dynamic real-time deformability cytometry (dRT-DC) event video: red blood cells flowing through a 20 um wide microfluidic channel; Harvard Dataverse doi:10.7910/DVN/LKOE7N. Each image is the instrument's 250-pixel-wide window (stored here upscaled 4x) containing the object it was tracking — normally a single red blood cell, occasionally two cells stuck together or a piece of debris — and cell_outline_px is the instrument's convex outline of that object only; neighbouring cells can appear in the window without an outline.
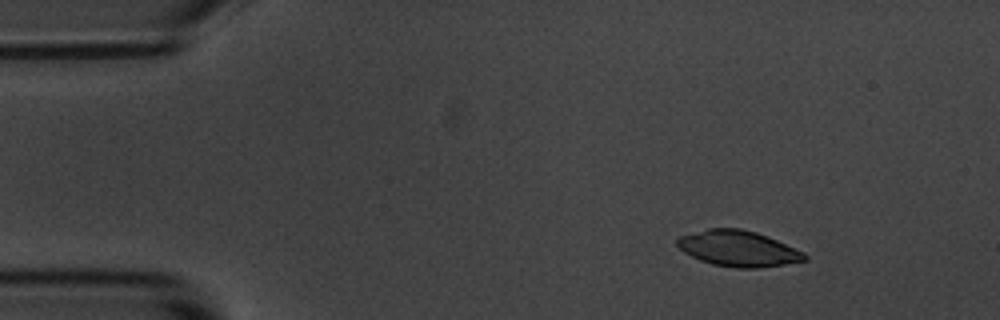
{"species": "common noctule bat (a hibernating species)", "species_latin": "Nyctalus noctula", "temperature_condition": "room temperature", "stored_images_in_passage": 48, "camera_frame_rate_fps": 3000, "um_per_image_px": 0.085, "animal": {"sex": "male", "body_mass_g": 20.1, "forearm_length_mm": 53.5}, "frame": {"image": 1, "passage_image": 1, "time_ms": 0.0, "image_size_px": [1000, 320], "cell_outline_px": [[808, 260], [760, 268], [736, 268], [712, 264], [700, 260], [684, 252], [676, 244], [676, 240], [680, 236], [708, 228], [740, 228], [756, 232], [768, 236], [804, 252], [808, 256]], "centroid_in_image_um": [62.76, 21.12], "position_along_channel_um": 22.2, "area_um2": 26.59}}
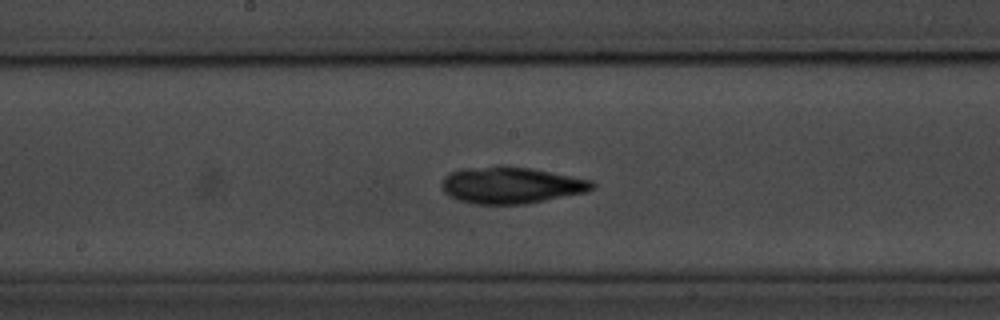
{"frame": {"image": 2, "passage_image": 22, "time_ms": 7.0, "image_size_px": [1000, 320], "cell_outline_px": [[596, 184], [592, 188], [584, 192], [524, 204], [472, 204], [456, 200], [448, 196], [440, 188], [440, 184], [444, 176], [448, 172], [464, 168], [532, 168], [592, 180]], "centroid_in_image_um": [43.37, 15.77], "position_along_channel_um": 204.8, "area_um2": 31.62}}
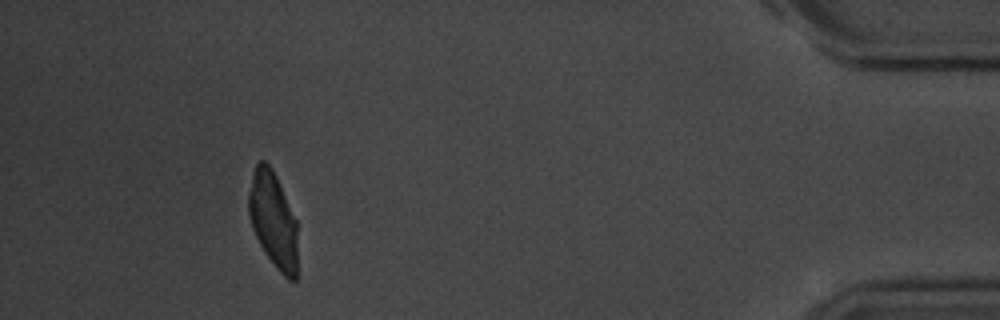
{"frame": {"image": 3, "passage_image": 44, "time_ms": 14.333, "image_size_px": [1000, 320], "cell_outline_px": [[296, 280], [288, 280], [276, 268], [264, 252], [252, 228], [248, 212], [248, 192], [252, 176], [256, 164], [260, 160], [264, 160], [272, 168], [276, 176], [296, 220]], "centroid_in_image_um": [23.19, 18.68], "position_along_channel_um": 412.0, "area_um2": 27.05}, "authors_computed_cell_mechanics": {"area_um2": 29.8537, "velocity_mm_per_s": 3.6724, "shape_relaxation_time_tau1_ms": 5.0774, "shape_relaxation_time_tau2_ms": 1.2572, "deformation_change_tau1": 0.271, "deformation_change_tau2": 0.059}}